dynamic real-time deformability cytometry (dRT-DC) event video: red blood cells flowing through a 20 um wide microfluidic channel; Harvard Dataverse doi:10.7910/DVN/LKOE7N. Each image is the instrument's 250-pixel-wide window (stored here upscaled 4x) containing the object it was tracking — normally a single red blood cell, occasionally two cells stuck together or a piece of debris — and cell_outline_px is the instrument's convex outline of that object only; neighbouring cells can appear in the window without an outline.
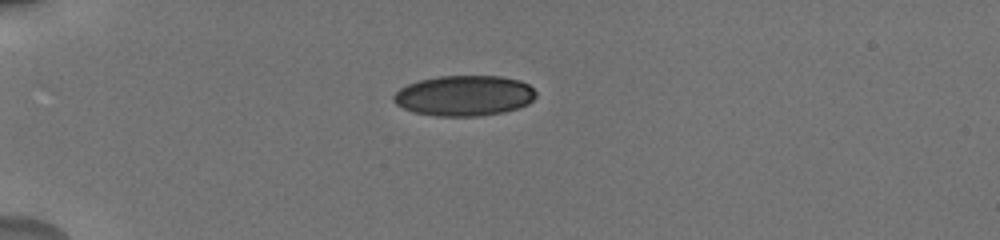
{"species": "human", "species_latin": "Homo sapiens", "temperature_condition": "cold", "stored_images_in_passage": 8, "camera_frame_rate_fps": 3000, "um_per_image_px": 0.085, "donor": {"sex": "male"}, "frame": {"image": 1, "passage_image": 1, "time_ms": 0.0, "image_size_px": [1000, 240], "cell_outline_px": [[536, 96], [528, 104], [520, 108], [504, 112], [476, 116], [436, 116], [416, 112], [404, 108], [396, 104], [392, 100], [392, 96], [400, 88], [408, 84], [420, 80], [440, 76], [500, 76], [520, 80], [528, 84], [536, 92]], "centroid_in_image_um": [39.48, 8.13], "position_along_channel_um": 45.5, "area_um2": 33.58}}
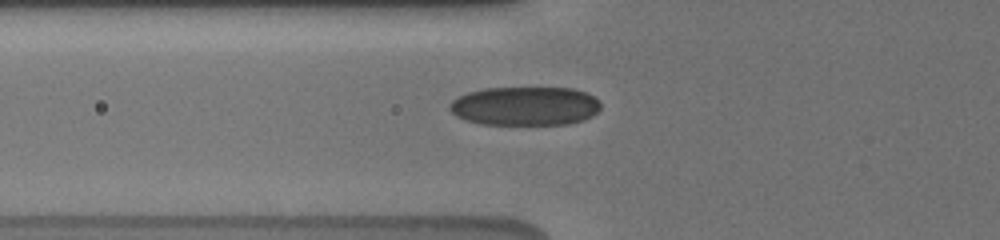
{"frame": {"image": 2, "passage_image": 7, "time_ms": 2.0, "image_size_px": [1000, 240], "cell_outline_px": [[600, 108], [592, 116], [584, 120], [568, 124], [480, 124], [456, 116], [448, 108], [448, 104], [452, 100], [468, 92], [484, 88], [572, 88], [588, 92], [600, 100]], "centroid_in_image_um": [44.65, 9.01], "position_along_channel_um": 81.1, "area_um2": 34.39}}